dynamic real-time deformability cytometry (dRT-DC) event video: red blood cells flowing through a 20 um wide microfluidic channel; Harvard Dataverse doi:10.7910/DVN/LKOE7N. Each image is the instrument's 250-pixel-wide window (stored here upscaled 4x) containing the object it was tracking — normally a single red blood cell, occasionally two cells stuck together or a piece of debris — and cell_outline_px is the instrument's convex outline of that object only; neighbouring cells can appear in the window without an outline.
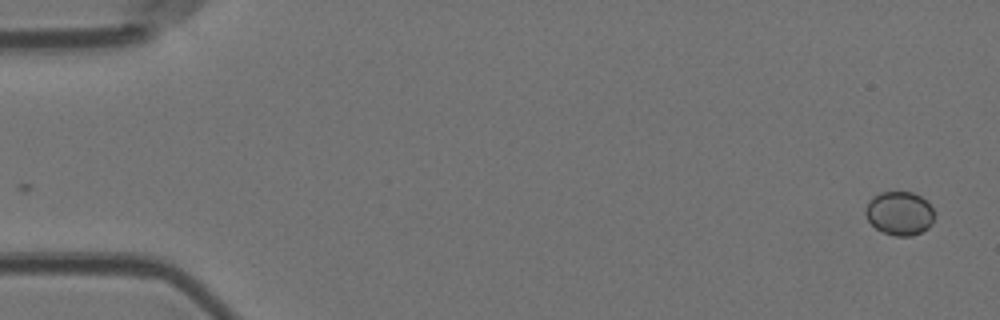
{"species": "Egyptian fruit bat (a non-hibernating species)", "species_latin": "Rousettus aegyptiacus", "temperature_condition": "room temperature", "stored_images_in_passage": 2, "camera_frame_rate_fps": 3000, "um_per_image_px": 0.085, "animal": {"sex": "female"}, "frame": {"image": 1, "passage_image": 2, "time_ms": 0.333, "image_size_px": [1000, 320], "cell_outline_px": [[932, 224], [928, 228], [912, 236], [896, 236], [884, 232], [876, 228], [868, 220], [864, 212], [864, 208], [868, 200], [872, 196], [880, 192], [912, 192], [920, 196], [932, 208]], "centroid_in_image_um": [76.41, 18.12], "position_along_channel_um": 8.6, "area_um2": 17.46}}